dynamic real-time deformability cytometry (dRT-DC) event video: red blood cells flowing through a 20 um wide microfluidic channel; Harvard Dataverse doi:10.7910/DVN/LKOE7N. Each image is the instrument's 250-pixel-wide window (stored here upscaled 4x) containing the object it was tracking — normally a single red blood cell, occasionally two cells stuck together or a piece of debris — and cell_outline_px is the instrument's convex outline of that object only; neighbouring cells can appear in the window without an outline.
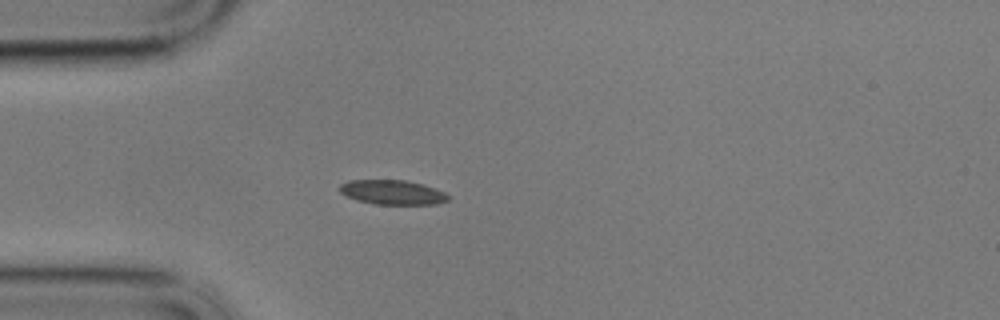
{"species": "common noctule bat (a hibernating species)", "species_latin": "Nyctalus noctula", "temperature_condition": "cold", "stored_images_in_passage": 2, "camera_frame_rate_fps": 3000, "um_per_image_px": 0.085, "animal": {"sex": "male", "body_mass_g": 17.9}, "frame": {"image": 1, "passage_image": 1, "time_ms": 0.0, "image_size_px": [1000, 320], "cell_outline_px": [[452, 196], [448, 200], [436, 204], [376, 204], [356, 200], [340, 192], [340, 184], [348, 180], [404, 180], [424, 184], [444, 192]], "centroid_in_image_um": [33.38, 16.34], "position_along_channel_um": 51.6, "area_um2": 15.49}}